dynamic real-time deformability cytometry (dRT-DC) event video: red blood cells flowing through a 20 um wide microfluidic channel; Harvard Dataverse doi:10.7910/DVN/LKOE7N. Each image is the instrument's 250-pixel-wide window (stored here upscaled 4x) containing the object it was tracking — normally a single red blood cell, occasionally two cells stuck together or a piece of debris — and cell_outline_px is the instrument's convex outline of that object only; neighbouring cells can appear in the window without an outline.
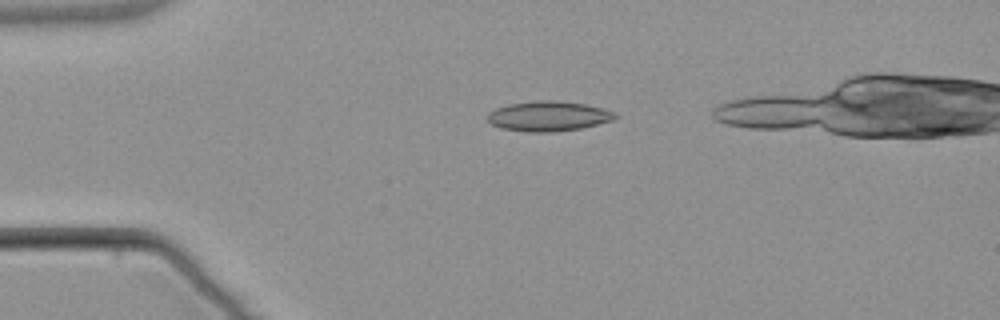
{"species": "common noctule bat (a hibernating species)", "species_latin": "Nyctalus noctula", "temperature_condition": "warm", "stored_images_in_passage": 3, "camera_frame_rate_fps": 3000, "um_per_image_px": 0.085, "animal": {"sex": "male", "body_mass_g": 21.5, "forearm_length_mm": 52.0}, "frame": {"image": 1, "passage_image": 2, "time_ms": 1.333, "image_size_px": [1000, 320], "cell_outline_px": [[616, 116], [612, 120], [580, 128], [552, 132], [528, 132], [500, 128], [492, 124], [488, 120], [488, 112], [496, 108], [508, 104], [536, 100], [556, 100], [584, 104], [604, 108], [616, 112]], "centroid_in_image_um": [46.59, 9.86], "position_along_channel_um": 38.4, "area_um2": 22.25}}